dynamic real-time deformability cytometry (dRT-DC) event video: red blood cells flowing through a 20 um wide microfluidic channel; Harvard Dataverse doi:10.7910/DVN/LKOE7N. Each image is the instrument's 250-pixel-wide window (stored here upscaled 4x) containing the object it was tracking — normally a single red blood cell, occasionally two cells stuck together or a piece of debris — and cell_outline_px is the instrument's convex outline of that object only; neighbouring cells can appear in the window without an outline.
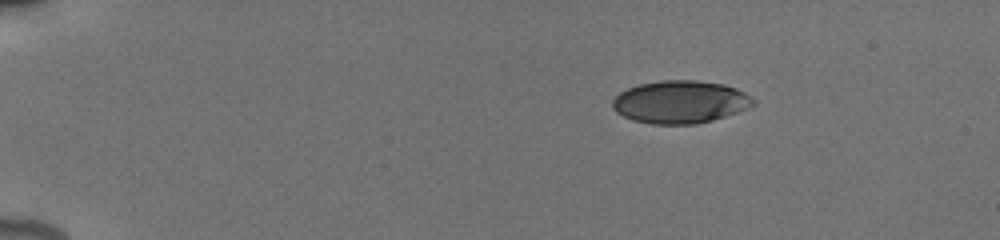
{"species": "human", "species_latin": "Homo sapiens", "temperature_condition": "cold", "stored_images_in_passage": 15, "camera_frame_rate_fps": 3000, "um_per_image_px": 0.085, "donor": {"sex": "male"}, "frame": {"image": 1, "passage_image": 1, "time_ms": 0.0, "image_size_px": [1000, 240], "cell_outline_px": [[756, 104], [748, 108], [712, 120], [696, 124], [652, 124], [632, 120], [616, 112], [612, 108], [612, 100], [620, 92], [628, 88], [640, 84], [660, 80], [696, 80], [724, 84], [736, 88], [752, 96], [756, 100]], "centroid_in_image_um": [57.83, 8.66], "position_along_channel_um": 27.2, "area_um2": 35.14}}
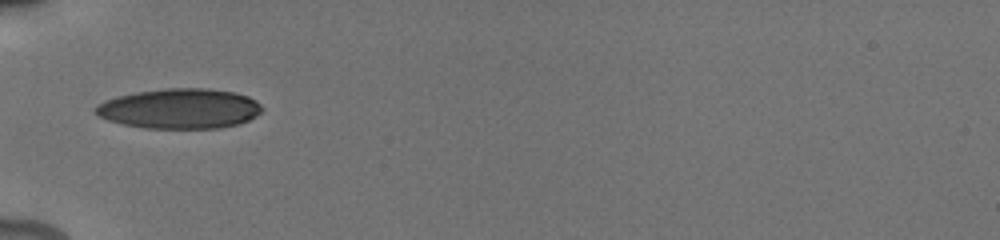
{"frame": {"image": 2, "passage_image": 6, "time_ms": 3.667, "image_size_px": [1000, 240], "cell_outline_px": [[264, 108], [256, 116], [240, 124], [220, 128], [144, 128], [124, 124], [108, 120], [100, 116], [92, 108], [104, 100], [116, 96], [136, 92], [164, 88], [208, 88], [236, 92], [248, 96], [256, 100]], "centroid_in_image_um": [15.3, 9.22], "position_along_channel_um": 69.7, "area_um2": 39.13}}
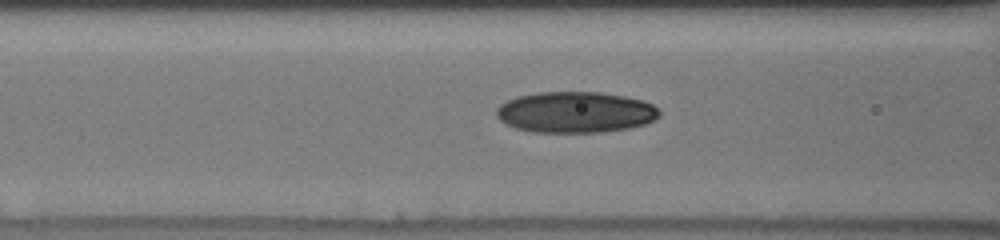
{"frame": {"image": 3, "passage_image": 9, "time_ms": 5.0, "image_size_px": [1000, 240], "cell_outline_px": [[660, 116], [644, 124], [628, 128], [604, 132], [532, 132], [516, 128], [500, 120], [496, 116], [496, 108], [500, 104], [516, 96], [540, 92], [600, 92], [624, 96], [640, 100], [652, 104], [660, 112]], "centroid_in_image_um": [48.88, 9.54], "position_along_channel_um": 117.7, "area_um2": 38.9}}